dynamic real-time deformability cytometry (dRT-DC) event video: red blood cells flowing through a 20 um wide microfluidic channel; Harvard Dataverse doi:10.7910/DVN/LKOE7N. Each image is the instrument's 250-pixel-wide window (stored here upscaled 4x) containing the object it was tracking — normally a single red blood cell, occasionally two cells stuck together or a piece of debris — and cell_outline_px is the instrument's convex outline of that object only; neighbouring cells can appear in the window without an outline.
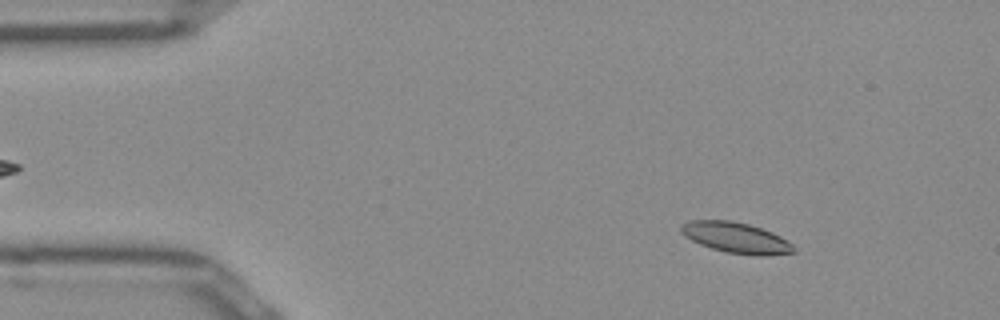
{"species": "Egyptian fruit bat (a non-hibernating species)", "species_latin": "Rousettus aegyptiacus", "temperature_condition": "room temperature", "stored_images_in_passage": 50, "camera_frame_rate_fps": 3000, "um_per_image_px": 0.085, "frame": {"image": 1, "passage_image": 6, "time_ms": 1.667, "image_size_px": [1000, 320], "cell_outline_px": [[796, 252], [764, 256], [756, 256], [728, 252], [712, 248], [700, 244], [684, 236], [680, 232], [680, 228], [688, 220], [732, 220], [748, 224], [772, 232], [780, 236], [792, 244], [796, 248]], "centroid_in_image_um": [62.57, 20.2], "position_along_channel_um": 22.4, "area_um2": 20.11}}
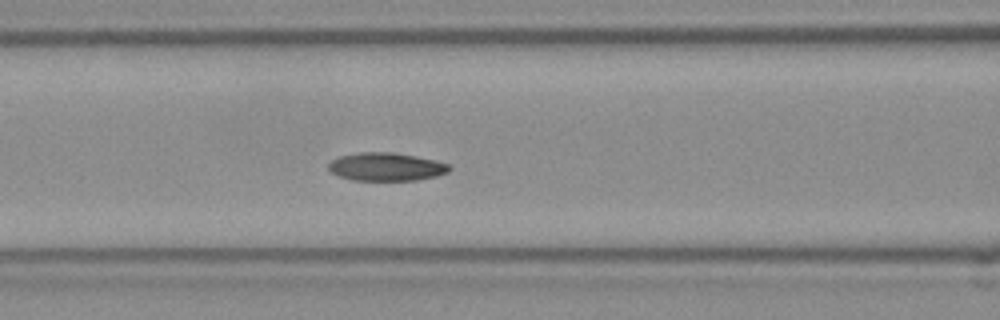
{"frame": {"image": 2, "passage_image": 20, "time_ms": 6.333, "image_size_px": [1000, 320], "cell_outline_px": [[452, 168], [448, 172], [436, 176], [416, 180], [352, 180], [336, 176], [328, 172], [328, 164], [332, 160], [340, 156], [360, 152], [392, 152], [416, 156], [448, 164]], "centroid_in_image_um": [32.77, 14.18], "position_along_channel_um": 133.8, "area_um2": 19.88}}
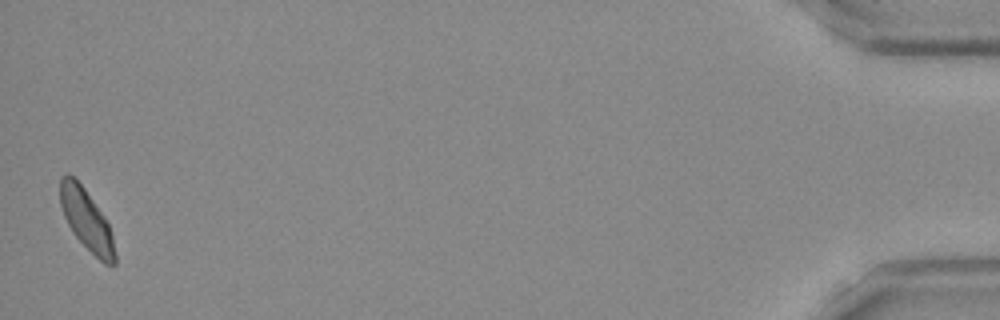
{"frame": {"image": 3, "passage_image": 50, "time_ms": 16.333, "image_size_px": [1000, 320], "cell_outline_px": [[116, 264], [104, 264], [72, 232], [64, 216], [60, 204], [60, 176], [68, 172], [84, 188], [104, 216], [108, 224], [112, 236], [116, 256]], "centroid_in_image_um": [7.34, 18.66], "position_along_channel_um": 427.9, "area_um2": 19.07}, "authors_computed_cell_mechanics": {"area_um2": 19.7387, "velocity_mm_per_s": 3.9146, "shape_relaxation_time_tau1_ms": 7.0713, "shape_relaxation_time_tau2_ms": 4.6753, "deformation_change_tau1": 0.1345, "deformation_change_tau2": 0.0891}}